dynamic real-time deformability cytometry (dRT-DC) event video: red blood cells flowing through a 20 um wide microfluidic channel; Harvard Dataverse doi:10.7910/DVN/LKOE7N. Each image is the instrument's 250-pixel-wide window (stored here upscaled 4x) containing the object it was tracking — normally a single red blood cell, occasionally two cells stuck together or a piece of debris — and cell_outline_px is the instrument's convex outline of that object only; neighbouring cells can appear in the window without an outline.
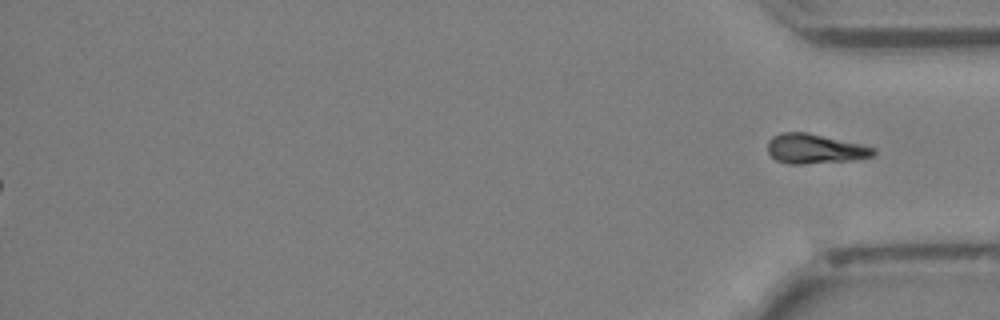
{"species": "Egyptian fruit bat (a non-hibernating species)", "species_latin": "Rousettus aegyptiacus", "temperature_condition": "cold", "stored_images_in_passage": 44, "segment_of_instrument_passage": [2, 2], "camera_frame_rate_fps": 3000, "um_per_image_px": 0.085, "animal": {"sex": "female"}, "frame": {"image": 1, "passage_image": 44, "time_ms": 14.333, "image_size_px": [1000, 320], "cell_outline_px": [[876, 156], [852, 160], [804, 164], [788, 164], [776, 160], [768, 152], [768, 140], [772, 136], [780, 132], [808, 132], [864, 144], [876, 148]], "centroid_in_image_um": [69.3, 12.64], "position_along_channel_um": 365.9, "area_um2": 18.67}}